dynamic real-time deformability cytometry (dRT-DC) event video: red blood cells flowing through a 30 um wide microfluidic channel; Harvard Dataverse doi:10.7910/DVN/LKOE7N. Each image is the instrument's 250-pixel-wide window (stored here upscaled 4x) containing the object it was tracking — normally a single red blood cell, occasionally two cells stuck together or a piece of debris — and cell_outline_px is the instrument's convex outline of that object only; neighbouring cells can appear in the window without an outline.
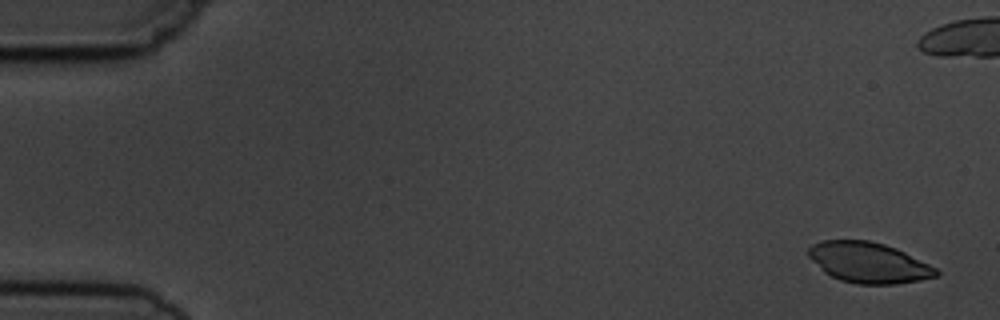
{"species": "common noctule bat (a hibernating species)", "species_latin": "Nyctalus noctula", "temperature_condition": "cold", "stored_images_in_passage": 7, "camera_frame_rate_fps": 3000, "um_per_image_px": 0.085, "animal": {"sex": "male", "body_mass_g": 19.5, "forearm_length_mm": 54.6}, "frame": {"image": 1, "passage_image": 1, "time_ms": 0.0, "image_size_px": [1000, 320], "cell_outline_px": [[940, 272], [936, 276], [920, 280], [896, 284], [856, 284], [840, 280], [824, 272], [808, 256], [808, 248], [812, 244], [824, 240], [868, 240], [884, 244], [896, 248], [936, 268]], "centroid_in_image_um": [73.81, 22.32], "position_along_channel_um": 11.2, "area_um2": 30.0}}